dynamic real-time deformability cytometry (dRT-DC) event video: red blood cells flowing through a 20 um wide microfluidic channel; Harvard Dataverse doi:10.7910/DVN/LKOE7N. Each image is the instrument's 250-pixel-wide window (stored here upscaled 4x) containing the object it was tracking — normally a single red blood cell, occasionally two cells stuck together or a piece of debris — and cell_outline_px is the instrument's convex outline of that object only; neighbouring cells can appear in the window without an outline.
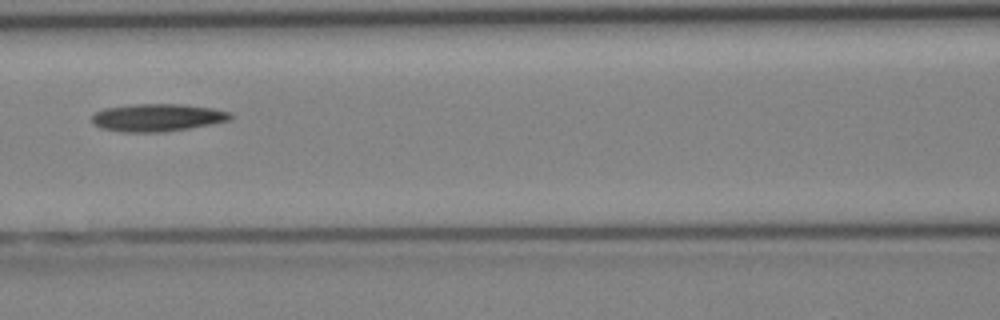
{"species": "Egyptian fruit bat (a non-hibernating species)", "species_latin": "Rousettus aegyptiacus", "temperature_condition": "cold", "stored_images_in_passage": 5, "camera_frame_rate_fps": 3000, "um_per_image_px": 0.085, "animal": {"sex": "female"}, "frame": {"image": 1, "passage_image": 5, "time_ms": 4.667, "image_size_px": [1000, 320], "cell_outline_px": [[232, 116], [228, 120], [212, 124], [164, 132], [120, 132], [100, 128], [92, 124], [92, 116], [96, 112], [104, 108], [132, 104], [184, 104], [212, 108], [232, 112]], "centroid_in_image_um": [13.35, 9.99], "position_along_channel_um": 153.3, "area_um2": 22.43}}